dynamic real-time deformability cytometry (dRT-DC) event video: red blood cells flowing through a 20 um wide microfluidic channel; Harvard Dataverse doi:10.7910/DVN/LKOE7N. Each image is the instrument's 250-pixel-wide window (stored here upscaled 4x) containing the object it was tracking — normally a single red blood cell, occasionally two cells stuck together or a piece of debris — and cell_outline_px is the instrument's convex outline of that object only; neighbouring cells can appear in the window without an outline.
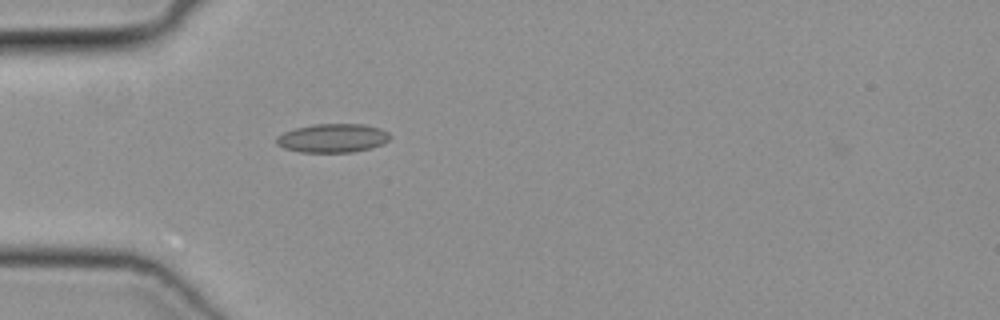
{"species": "common noctule bat (a hibernating species)", "species_latin": "Nyctalus noctula", "temperature_condition": "cold", "stored_images_in_passage": 36, "camera_frame_rate_fps": 3000, "um_per_image_px": 0.085, "animal": {"sex": "female", "body_mass_g": 19.3, "forearm_length_mm": 54.1}, "frame": {"image": 1, "passage_image": 2, "time_ms": 0.333, "image_size_px": [1000, 320], "cell_outline_px": [[392, 136], [384, 144], [372, 148], [352, 152], [300, 152], [284, 148], [276, 144], [276, 136], [284, 132], [296, 128], [312, 124], [364, 124], [380, 128], [388, 132]], "centroid_in_image_um": [28.29, 11.74], "position_along_channel_um": 56.7, "area_um2": 19.19}}
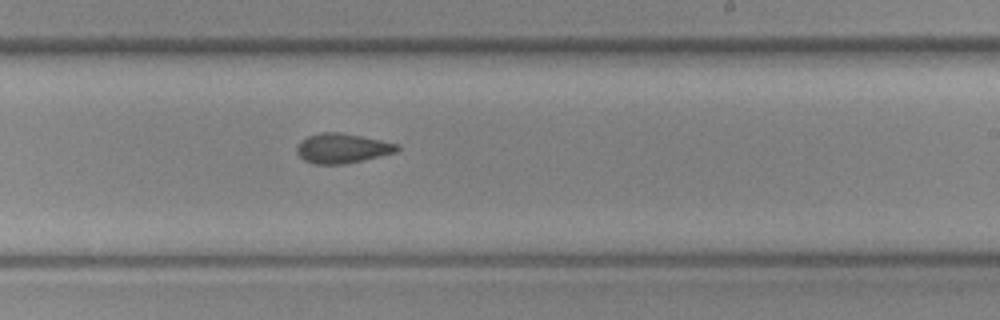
{"frame": {"image": 2, "passage_image": 17, "time_ms": 5.333, "image_size_px": [1000, 320], "cell_outline_px": [[400, 148], [396, 152], [344, 164], [312, 164], [304, 160], [296, 152], [296, 148], [300, 140], [308, 136], [320, 132], [340, 132], [400, 144]], "centroid_in_image_um": [29.06, 12.6], "position_along_channel_um": 259.9, "area_um2": 17.34}}
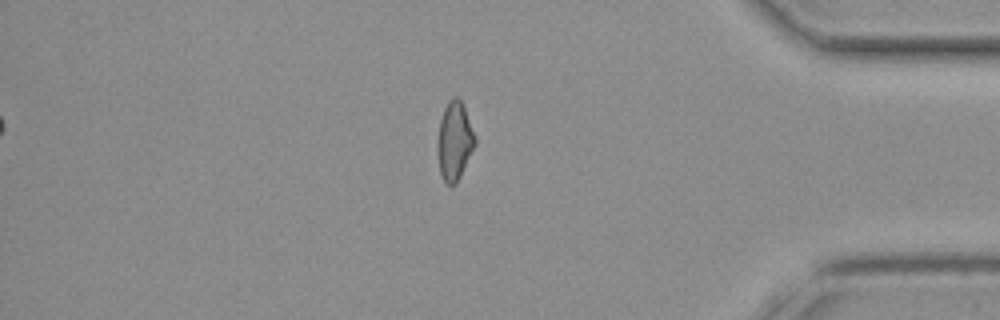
{"frame": {"image": 3, "passage_image": 29, "time_ms": 9.333, "image_size_px": [1000, 320], "cell_outline_px": [[476, 144], [456, 184], [444, 184], [440, 172], [436, 148], [440, 120], [444, 108], [448, 100], [452, 96], [456, 96], [460, 100], [464, 108], [476, 136]], "centroid_in_image_um": [38.62, 11.99], "position_along_channel_um": 396.6, "area_um2": 17.22}}